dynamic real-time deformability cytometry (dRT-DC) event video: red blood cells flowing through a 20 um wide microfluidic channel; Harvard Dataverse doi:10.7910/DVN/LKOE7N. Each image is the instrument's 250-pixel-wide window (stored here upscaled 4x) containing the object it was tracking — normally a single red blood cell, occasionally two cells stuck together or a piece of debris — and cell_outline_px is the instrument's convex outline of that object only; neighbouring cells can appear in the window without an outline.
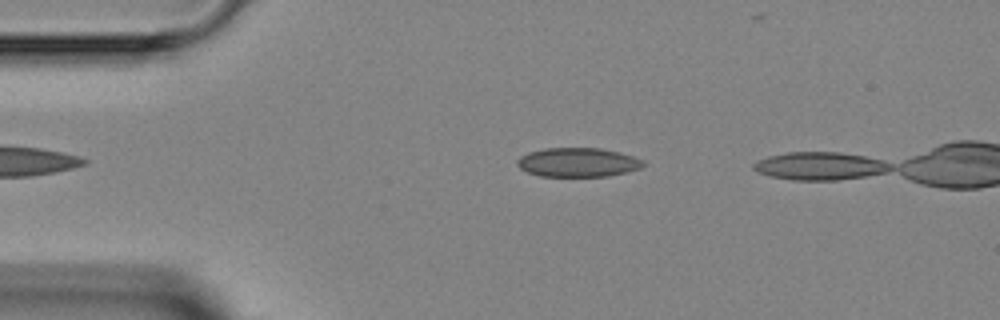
{"species": "Egyptian fruit bat (a non-hibernating species)", "species_latin": "Rousettus aegyptiacus", "temperature_condition": "room temperature", "stored_images_in_passage": 3, "camera_frame_rate_fps": 3000, "um_per_image_px": 0.085, "animal": {"sex": "female"}, "frame": {"image": 1, "passage_image": 2, "time_ms": 2.0, "image_size_px": [1000, 320], "cell_outline_px": [[648, 164], [640, 168], [628, 172], [608, 176], [540, 176], [528, 172], [520, 168], [516, 164], [516, 160], [520, 156], [528, 152], [544, 148], [600, 148], [620, 152], [644, 160]], "centroid_in_image_um": [49.14, 13.79], "position_along_channel_um": 35.9, "area_um2": 21.56}}